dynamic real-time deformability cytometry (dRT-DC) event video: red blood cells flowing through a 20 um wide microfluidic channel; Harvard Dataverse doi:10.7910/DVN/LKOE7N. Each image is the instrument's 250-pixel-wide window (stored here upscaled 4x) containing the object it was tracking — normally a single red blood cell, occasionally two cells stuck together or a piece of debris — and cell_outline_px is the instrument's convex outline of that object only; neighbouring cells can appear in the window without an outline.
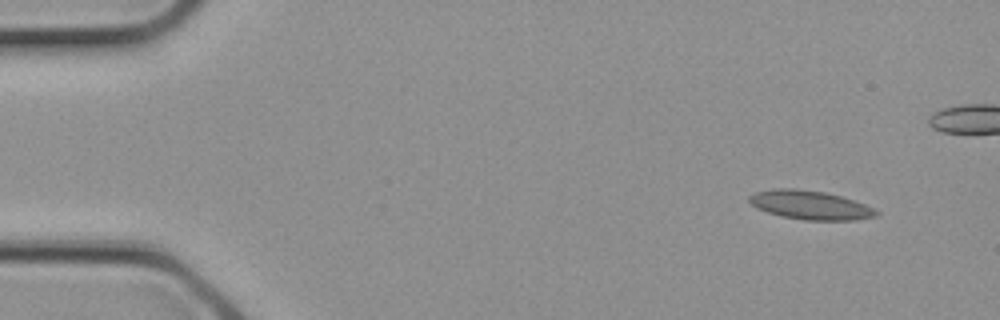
{"species": "common noctule bat (a hibernating species)", "species_latin": "Nyctalus noctula", "temperature_condition": "cold", "stored_images_in_passage": 2, "camera_frame_rate_fps": 3000, "um_per_image_px": 0.085, "animal": {"sex": "female", "body_mass_g": 21.9}, "frame": {"image": 1, "passage_image": 2, "time_ms": 0.333, "image_size_px": [1000, 320], "cell_outline_px": [[880, 212], [876, 216], [856, 220], [804, 220], [780, 216], [756, 208], [748, 200], [748, 196], [756, 192], [776, 188], [792, 188], [824, 192], [840, 196], [864, 204]], "centroid_in_image_um": [68.84, 17.43], "position_along_channel_um": 16.2, "area_um2": 21.21}}